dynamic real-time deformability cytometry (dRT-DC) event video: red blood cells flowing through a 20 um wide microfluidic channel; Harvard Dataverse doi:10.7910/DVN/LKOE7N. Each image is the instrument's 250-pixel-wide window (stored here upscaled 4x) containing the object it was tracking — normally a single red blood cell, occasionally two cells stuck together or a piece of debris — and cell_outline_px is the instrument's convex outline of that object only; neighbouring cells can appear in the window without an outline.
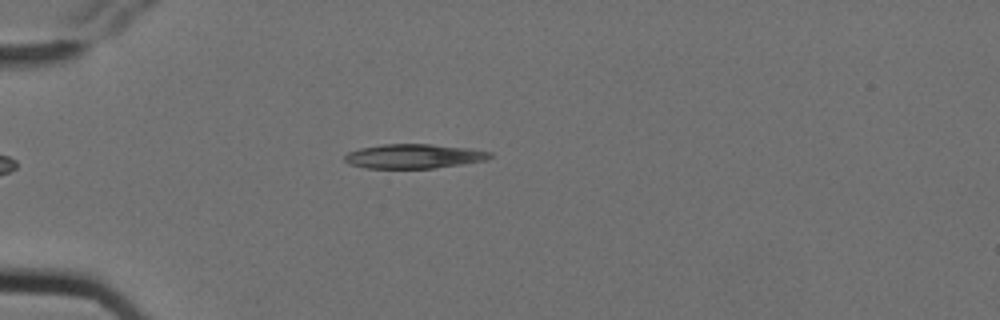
{"species": "Egyptian fruit bat (a non-hibernating species)", "species_latin": "Rousettus aegyptiacus", "temperature_condition": "cold", "stored_images_in_passage": 6, "camera_frame_rate_fps": 3000, "um_per_image_px": 0.085, "animal": {"sex": "female"}, "frame": {"image": 1, "passage_image": 4, "time_ms": 1.0, "image_size_px": [1000, 320], "cell_outline_px": [[492, 156], [488, 160], [464, 164], [436, 168], [364, 168], [348, 164], [344, 160], [344, 156], [348, 152], [360, 148], [384, 144], [432, 144], [468, 148], [492, 152]], "centroid_in_image_um": [35.19, 13.28], "position_along_channel_um": 49.8, "area_um2": 20.81}}
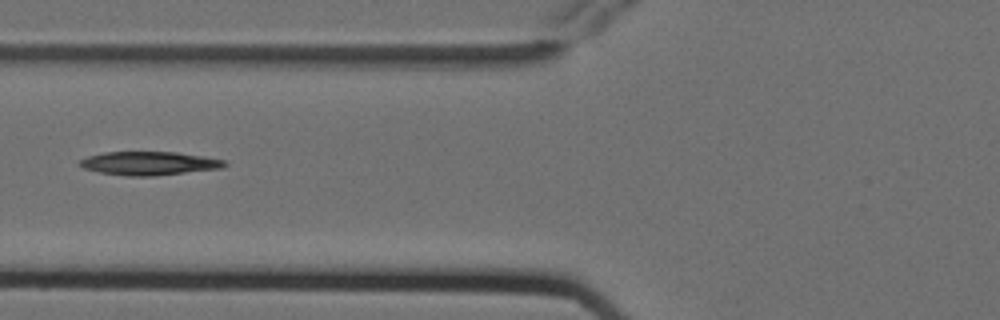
{"frame": {"image": 2, "passage_image": 6, "time_ms": 1.667, "image_size_px": [1000, 320], "cell_outline_px": [[228, 164], [224, 168], [152, 176], [128, 176], [100, 172], [84, 168], [76, 164], [80, 160], [88, 156], [104, 152], [176, 152], [204, 156], [224, 160]], "centroid_in_image_um": [12.69, 13.88], "position_along_channel_um": 113.1, "area_um2": 19.88}}